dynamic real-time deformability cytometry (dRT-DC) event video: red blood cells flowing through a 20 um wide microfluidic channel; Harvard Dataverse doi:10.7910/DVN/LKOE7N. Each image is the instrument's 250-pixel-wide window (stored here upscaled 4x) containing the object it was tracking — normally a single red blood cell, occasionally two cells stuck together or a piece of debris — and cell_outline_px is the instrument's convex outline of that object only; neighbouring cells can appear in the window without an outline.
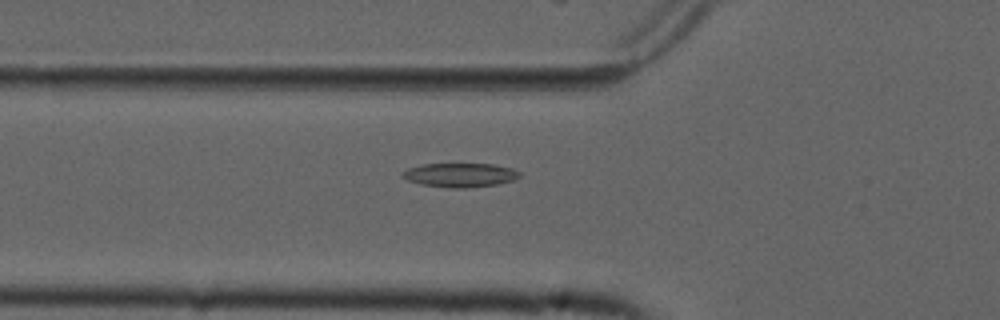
{"species": "common noctule bat (a hibernating species)", "species_latin": "Nyctalus noctula", "temperature_condition": "cold", "stored_images_in_passage": 46, "camera_frame_rate_fps": 3000, "um_per_image_px": 0.085, "animal": {"sex": "male", "forearm_length_mm": 52.5}, "frame": {"image": 1, "passage_image": 11, "time_ms": 3.333, "image_size_px": [1000, 320], "cell_outline_px": [[520, 176], [512, 180], [496, 184], [468, 188], [448, 188], [420, 184], [408, 180], [400, 176], [400, 172], [408, 168], [424, 164], [492, 164], [512, 168], [520, 172]], "centroid_in_image_um": [39.06, 14.88], "position_along_channel_um": 86.7, "area_um2": 16.42}}
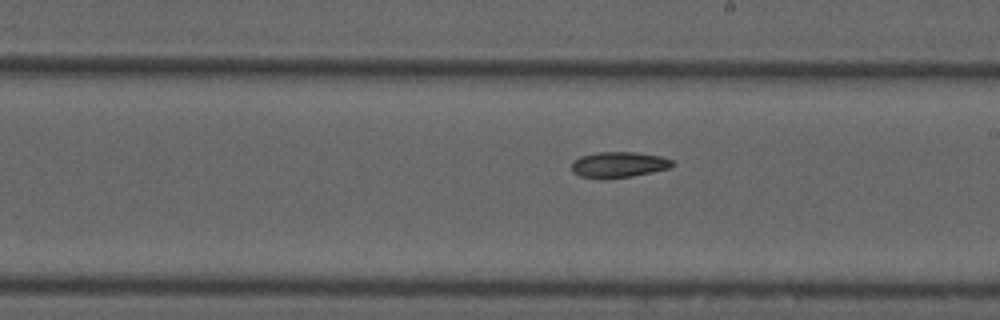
{"frame": {"image": 2, "passage_image": 23, "time_ms": 7.333, "image_size_px": [1000, 320], "cell_outline_px": [[676, 164], [668, 168], [652, 172], [632, 176], [580, 176], [572, 172], [572, 160], [580, 156], [596, 152], [636, 152], [660, 156], [672, 160]], "centroid_in_image_um": [52.61, 13.95], "position_along_channel_um": 236.4, "area_um2": 14.62}}
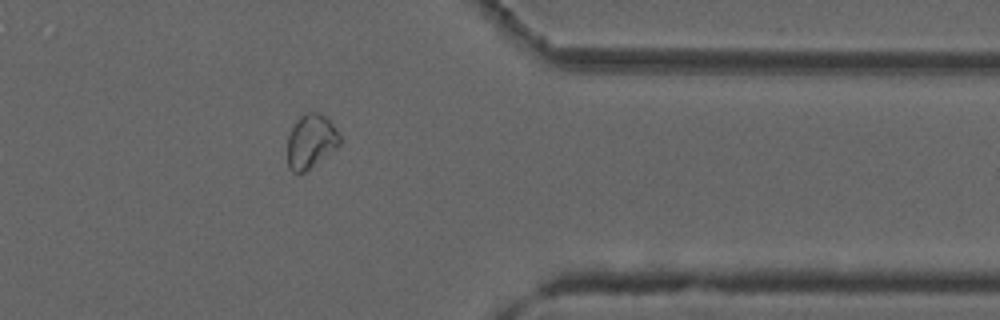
{"frame": {"image": 3, "passage_image": 36, "time_ms": 11.667, "image_size_px": [1000, 320], "cell_outline_px": [[340, 144], [336, 148], [304, 172], [292, 172], [288, 168], [288, 136], [296, 120], [304, 112], [320, 112], [332, 124], [340, 136]], "centroid_in_image_um": [26.41, 11.99], "position_along_channel_um": 385.0, "area_um2": 16.24}}